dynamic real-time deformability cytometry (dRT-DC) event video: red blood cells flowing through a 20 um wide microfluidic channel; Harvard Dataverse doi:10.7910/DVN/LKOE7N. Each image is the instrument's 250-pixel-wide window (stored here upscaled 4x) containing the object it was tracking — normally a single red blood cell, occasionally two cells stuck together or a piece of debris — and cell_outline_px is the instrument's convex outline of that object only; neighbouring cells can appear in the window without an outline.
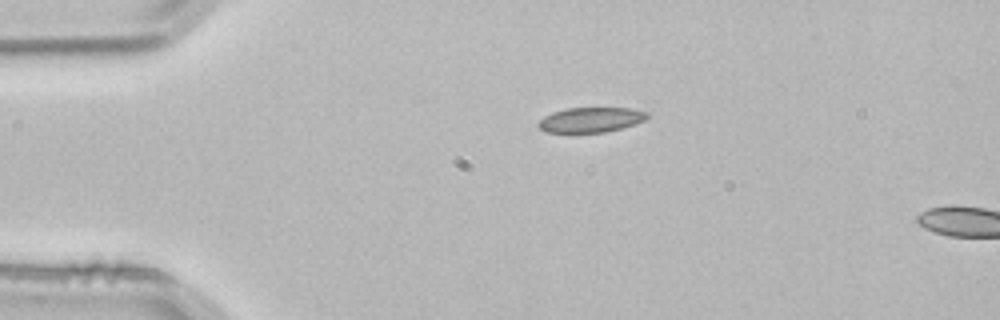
{"species": "common noctule bat (a hibernating species)", "species_latin": "Nyctalus noctula", "temperature_condition": "room temperature", "stored_images_in_passage": 2, "camera_frame_rate_fps": 3000, "um_per_image_px": 0.085, "animal": {"sex": "male", "body_mass_g": 21.5, "forearm_length_mm": 52.0}, "frame": {"image": 1, "passage_image": 1, "time_ms": 0.0, "image_size_px": [1000, 320], "cell_outline_px": [[648, 116], [644, 120], [636, 124], [604, 132], [544, 132], [536, 124], [544, 116], [552, 112], [564, 108], [632, 108], [648, 112]], "centroid_in_image_um": [50.2, 10.17], "position_along_channel_um": 34.8, "area_um2": 15.84}}